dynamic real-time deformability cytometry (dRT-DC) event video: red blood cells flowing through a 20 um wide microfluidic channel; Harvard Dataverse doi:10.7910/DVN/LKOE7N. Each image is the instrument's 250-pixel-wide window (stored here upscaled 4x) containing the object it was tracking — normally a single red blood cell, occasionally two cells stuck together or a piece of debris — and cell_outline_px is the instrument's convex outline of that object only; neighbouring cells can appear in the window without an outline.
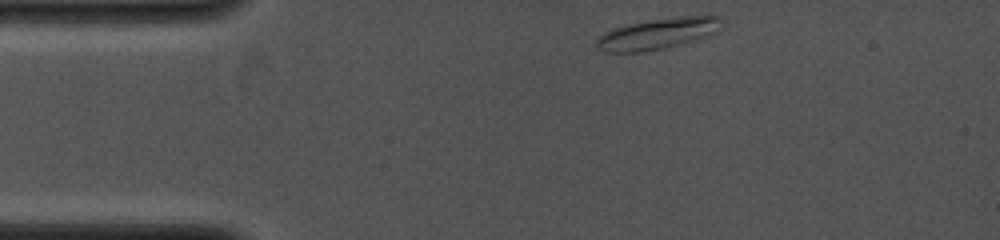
{"species": "common noctule bat (a hibernating species)", "species_latin": "Nyctalus noctula", "temperature_condition": "cold", "stored_images_in_passage": 3, "camera_frame_rate_fps": 4000, "um_per_image_px": 0.085, "animal": {"sex": "female", "body_mass_g": 19.0, "forearm_length_mm": 53.3}, "frame": {"image": 1, "passage_image": 1, "time_ms": 0.0, "image_size_px": [1000, 240], "cell_outline_px": [[724, 28], [708, 36], [644, 52], [604, 52], [596, 48], [596, 40], [604, 32], [628, 24], [648, 20], [708, 12], [720, 16], [724, 20]], "centroid_in_image_um": [56.04, 2.8], "position_along_channel_um": 29.0, "area_um2": 23.18}}